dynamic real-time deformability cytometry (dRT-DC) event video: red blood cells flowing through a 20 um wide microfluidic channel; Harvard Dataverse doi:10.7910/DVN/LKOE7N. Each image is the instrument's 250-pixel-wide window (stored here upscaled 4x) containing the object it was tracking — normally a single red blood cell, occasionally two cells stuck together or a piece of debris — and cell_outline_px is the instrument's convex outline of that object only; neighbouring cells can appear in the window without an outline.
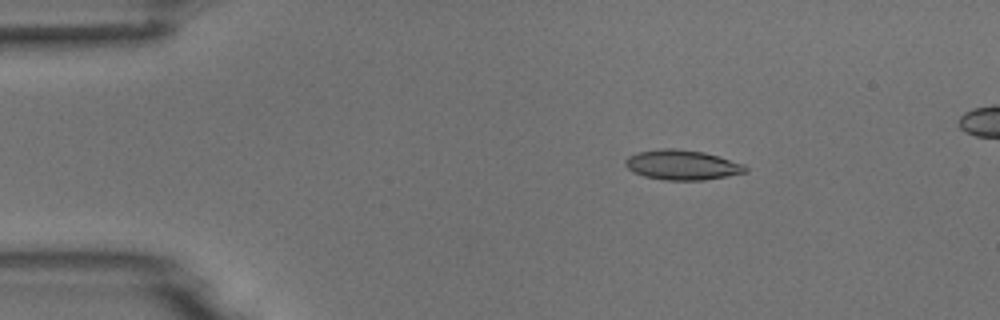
{"species": "common noctule bat (a hibernating species)", "species_latin": "Nyctalus noctula", "temperature_condition": "room temperature", "stored_images_in_passage": 5, "segment_of_instrument_passage": [1, 2], "camera_frame_rate_fps": 3000, "um_per_image_px": 0.085, "animal": {"sex": "male", "body_mass_g": 18.8}, "frame": {"image": 1, "passage_image": 2, "time_ms": 1.333, "image_size_px": [1000, 320], "cell_outline_px": [[748, 172], [704, 180], [664, 180], [644, 176], [632, 172], [624, 164], [624, 160], [628, 156], [636, 152], [664, 148], [672, 148], [704, 152], [720, 156], [744, 164], [748, 168]], "centroid_in_image_um": [57.97, 14.01], "position_along_channel_um": 27.0, "area_um2": 21.1}}